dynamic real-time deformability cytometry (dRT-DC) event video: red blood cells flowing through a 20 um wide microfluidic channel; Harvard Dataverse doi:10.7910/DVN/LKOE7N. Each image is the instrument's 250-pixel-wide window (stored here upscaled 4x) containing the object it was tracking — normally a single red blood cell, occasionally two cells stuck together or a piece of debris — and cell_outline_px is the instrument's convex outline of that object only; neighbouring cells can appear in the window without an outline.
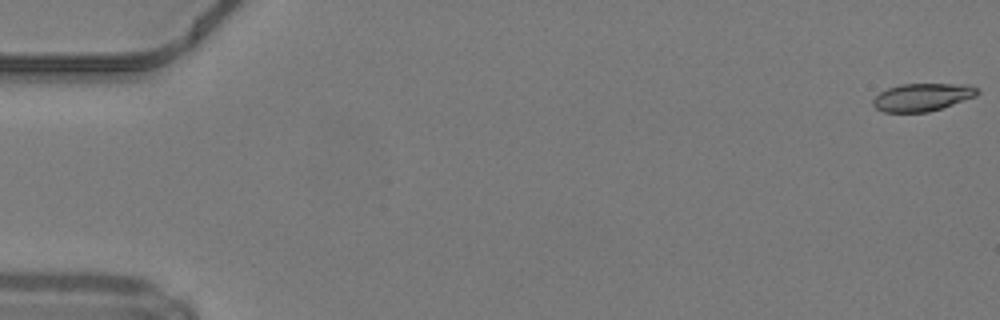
{"species": "common noctule bat (a hibernating species)", "species_latin": "Nyctalus noctula", "temperature_condition": "warm", "stored_images_in_passage": 50, "camera_frame_rate_fps": 3000, "um_per_image_px": 0.085, "animal": {"sex": "male", "body_mass_g": 19.2, "forearm_length_mm": 51.8}, "frame": {"image": 1, "passage_image": 1, "time_ms": 0.0, "image_size_px": [1000, 320], "cell_outline_px": [[980, 92], [976, 96], [928, 112], [884, 112], [876, 108], [872, 104], [872, 100], [880, 92], [888, 88], [900, 84], [968, 84], [976, 88]], "centroid_in_image_um": [78.38, 8.25], "position_along_channel_um": 6.6, "area_um2": 16.76}}
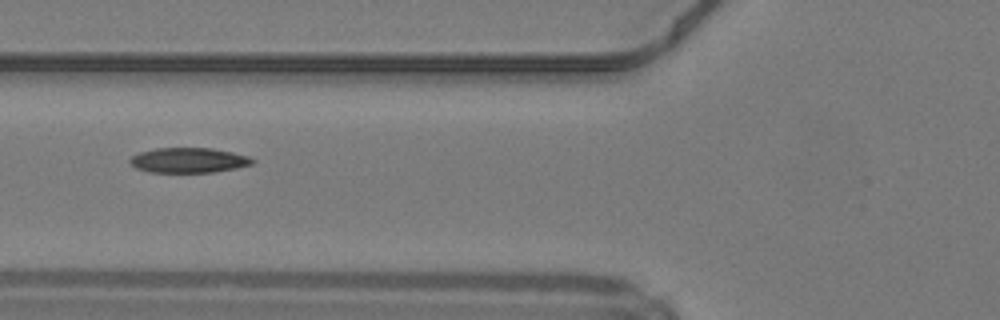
{"frame": {"image": 2, "passage_image": 20, "time_ms": 6.333, "image_size_px": [1000, 320], "cell_outline_px": [[256, 160], [252, 164], [236, 168], [212, 172], [152, 172], [136, 168], [128, 160], [132, 156], [140, 152], [156, 148], [212, 148], [232, 152], [248, 156]], "centroid_in_image_um": [16.04, 13.61], "position_along_channel_um": 109.8, "area_um2": 17.74}}
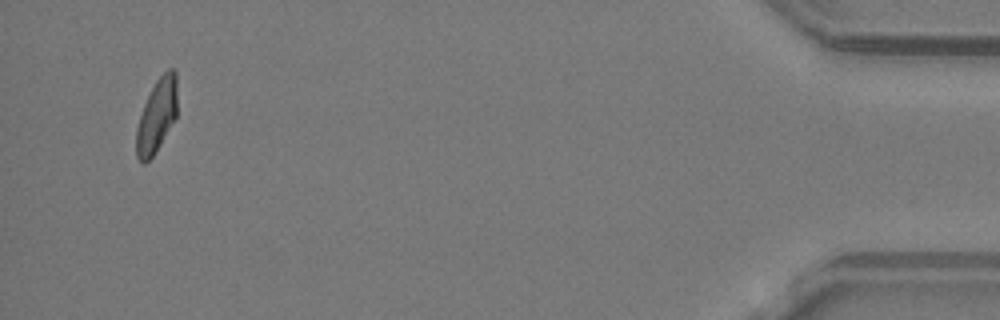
{"frame": {"image": 3, "passage_image": 48, "time_ms": 15.667, "image_size_px": [1000, 320], "cell_outline_px": [[176, 116], [156, 152], [144, 164], [136, 156], [136, 128], [144, 104], [156, 80], [168, 68], [172, 68], [176, 72]], "centroid_in_image_um": [13.31, 9.84], "position_along_channel_um": 421.9, "area_um2": 17.22}, "authors_computed_cell_mechanics": {"area_um2": 18.0047, "velocity_mm_per_s": 4.2246, "shape_relaxation_time_tau1_ms": 9.6835, "shape_relaxation_time_tau2_ms": 5.1512, "deformation_change_tau1": 0.233, "deformation_change_tau2": 0.1137}}